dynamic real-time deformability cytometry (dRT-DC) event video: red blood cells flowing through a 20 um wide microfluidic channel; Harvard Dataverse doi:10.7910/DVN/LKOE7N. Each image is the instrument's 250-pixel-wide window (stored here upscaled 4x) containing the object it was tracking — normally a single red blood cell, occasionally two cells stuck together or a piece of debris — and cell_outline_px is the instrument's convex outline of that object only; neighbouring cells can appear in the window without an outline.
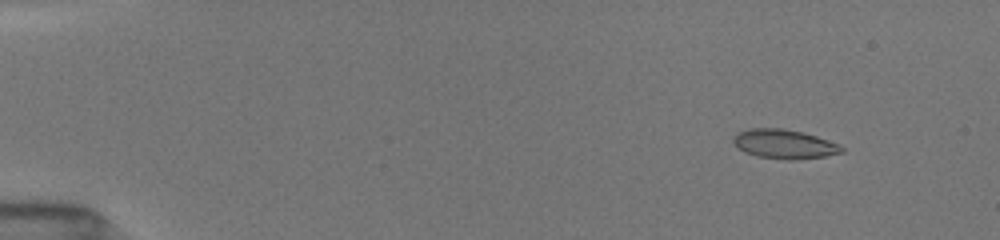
{"species": "common noctule bat (a hibernating species)", "species_latin": "Nyctalus noctula", "temperature_condition": "room temperature", "stored_images_in_passage": 9, "camera_frame_rate_fps": 3000, "um_per_image_px": 0.085, "animal": {"sex": "female", "body_mass_g": 19.5, "forearm_length_mm": 54.1}, "frame": {"image": 1, "passage_image": 3, "time_ms": 1.667, "image_size_px": [1000, 240], "cell_outline_px": [[844, 152], [824, 156], [792, 160], [756, 156], [744, 152], [732, 140], [732, 136], [736, 132], [748, 128], [780, 128], [804, 132], [840, 144], [844, 148]], "centroid_in_image_um": [66.65, 12.23], "position_along_channel_um": 18.3, "area_um2": 18.5}}
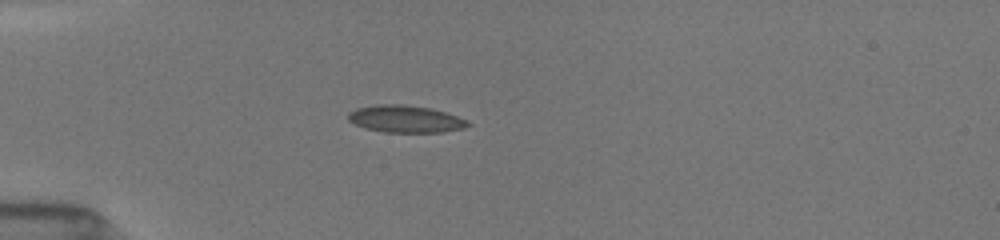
{"frame": {"image": 2, "passage_image": 6, "time_ms": 5.0, "image_size_px": [1000, 240], "cell_outline_px": [[472, 124], [464, 128], [440, 132], [384, 132], [364, 128], [348, 120], [348, 112], [356, 108], [376, 104], [404, 104], [432, 108], [456, 116]], "centroid_in_image_um": [34.42, 10.1], "position_along_channel_um": 50.6, "area_um2": 18.9}}
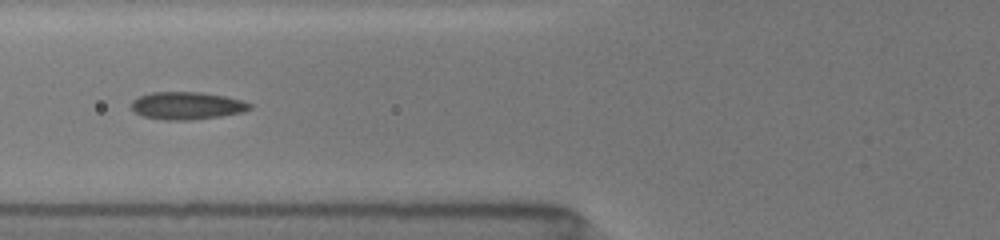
{"frame": {"image": 3, "passage_image": 8, "time_ms": 7.0, "image_size_px": [1000, 240], "cell_outline_px": [[252, 108], [244, 112], [220, 116], [188, 120], [164, 120], [144, 116], [136, 112], [132, 108], [132, 100], [140, 96], [152, 92], [200, 92], [224, 96], [240, 100], [252, 104]], "centroid_in_image_um": [15.9, 8.98], "position_along_channel_um": 109.9, "area_um2": 18.84}}